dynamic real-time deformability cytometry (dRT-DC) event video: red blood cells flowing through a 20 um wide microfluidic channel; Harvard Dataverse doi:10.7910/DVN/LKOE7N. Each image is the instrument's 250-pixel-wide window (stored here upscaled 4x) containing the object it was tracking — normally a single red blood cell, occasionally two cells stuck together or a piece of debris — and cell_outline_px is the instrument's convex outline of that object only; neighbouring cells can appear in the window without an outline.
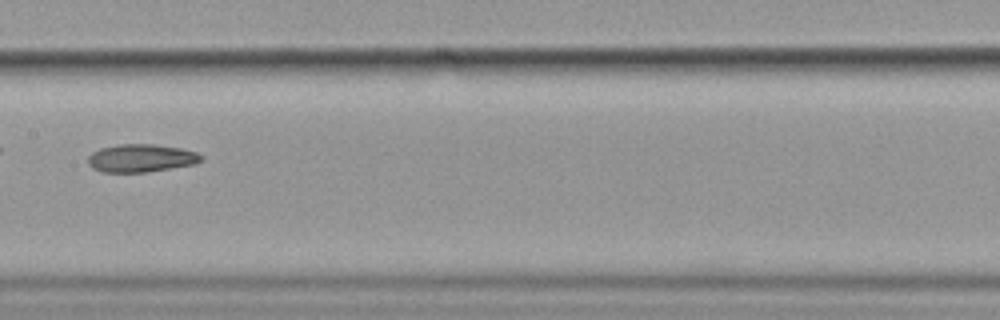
{"species": "common noctule bat (a hibernating species)", "species_latin": "Nyctalus noctula", "temperature_condition": "cold", "stored_images_in_passage": 9, "camera_frame_rate_fps": 3000, "um_per_image_px": 0.085, "animal": {"sex": "female", "body_mass_g": 19.9}, "frame": {"image": 1, "passage_image": 6, "time_ms": 6.0, "image_size_px": [1000, 320], "cell_outline_px": [[204, 156], [196, 164], [148, 172], [100, 172], [92, 168], [88, 164], [88, 156], [92, 152], [100, 148], [120, 144], [152, 144], [180, 148], [196, 152]], "centroid_in_image_um": [11.97, 13.45], "position_along_channel_um": 195.4, "area_um2": 18.5}}
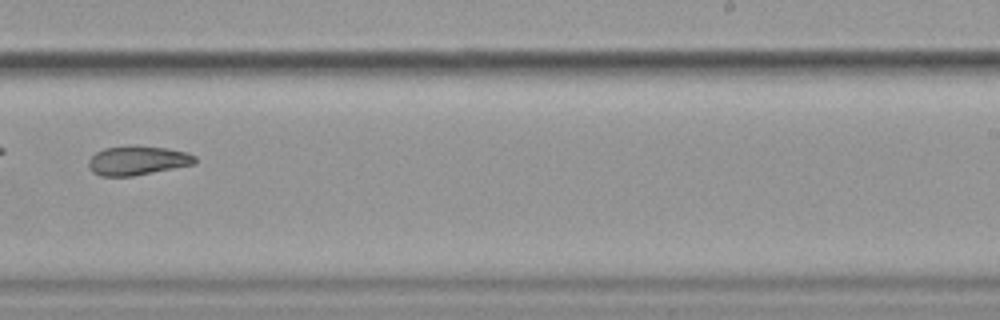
{"frame": {"image": 2, "passage_image": 8, "time_ms": 8.333, "image_size_px": [1000, 320], "cell_outline_px": [[196, 164], [132, 176], [100, 176], [92, 172], [88, 168], [88, 160], [96, 152], [104, 148], [168, 148], [188, 152], [196, 156]], "centroid_in_image_um": [11.7, 13.68], "position_along_channel_um": 277.3, "area_um2": 17.57}}
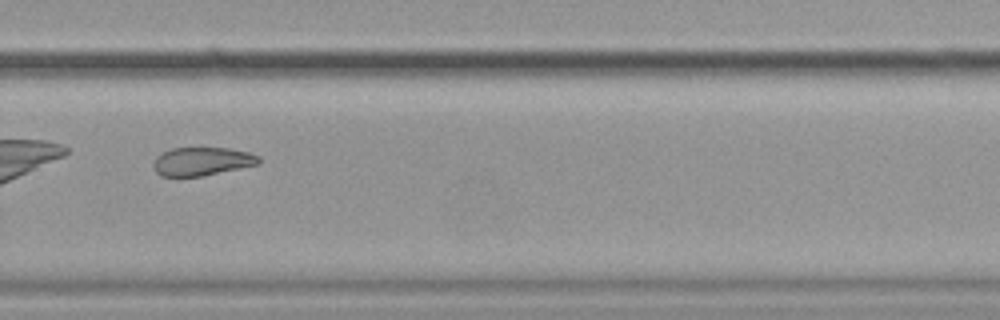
{"frame": {"image": 3, "passage_image": 9, "time_ms": 9.333, "image_size_px": [1000, 320], "cell_outline_px": [[260, 164], [204, 176], [160, 176], [156, 172], [152, 164], [156, 156], [172, 148], [228, 148], [248, 152], [260, 156]], "centroid_in_image_um": [17.18, 13.72], "position_along_channel_um": 312.6, "area_um2": 17.51}}